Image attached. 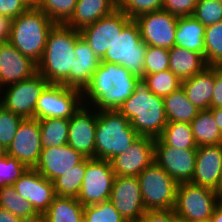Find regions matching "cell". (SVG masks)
Listing matches in <instances>:
<instances>
[{"label": "cell", "mask_w": 222, "mask_h": 222, "mask_svg": "<svg viewBox=\"0 0 222 222\" xmlns=\"http://www.w3.org/2000/svg\"><path fill=\"white\" fill-rule=\"evenodd\" d=\"M80 37V30L65 24H55L49 31L43 56L37 63V72L49 83L73 88L74 50Z\"/></svg>", "instance_id": "obj_2"}, {"label": "cell", "mask_w": 222, "mask_h": 222, "mask_svg": "<svg viewBox=\"0 0 222 222\" xmlns=\"http://www.w3.org/2000/svg\"><path fill=\"white\" fill-rule=\"evenodd\" d=\"M74 53L76 59L73 61V88L83 91L101 64V59L82 36L76 41Z\"/></svg>", "instance_id": "obj_25"}, {"label": "cell", "mask_w": 222, "mask_h": 222, "mask_svg": "<svg viewBox=\"0 0 222 222\" xmlns=\"http://www.w3.org/2000/svg\"><path fill=\"white\" fill-rule=\"evenodd\" d=\"M114 178L110 161L86 158V171L77 200L84 207L108 201Z\"/></svg>", "instance_id": "obj_11"}, {"label": "cell", "mask_w": 222, "mask_h": 222, "mask_svg": "<svg viewBox=\"0 0 222 222\" xmlns=\"http://www.w3.org/2000/svg\"><path fill=\"white\" fill-rule=\"evenodd\" d=\"M222 173V144L199 146L192 184L215 189Z\"/></svg>", "instance_id": "obj_22"}, {"label": "cell", "mask_w": 222, "mask_h": 222, "mask_svg": "<svg viewBox=\"0 0 222 222\" xmlns=\"http://www.w3.org/2000/svg\"><path fill=\"white\" fill-rule=\"evenodd\" d=\"M198 0H163L162 9L176 17L192 16Z\"/></svg>", "instance_id": "obj_44"}, {"label": "cell", "mask_w": 222, "mask_h": 222, "mask_svg": "<svg viewBox=\"0 0 222 222\" xmlns=\"http://www.w3.org/2000/svg\"><path fill=\"white\" fill-rule=\"evenodd\" d=\"M42 148L60 147L67 144L69 119L44 118L40 119Z\"/></svg>", "instance_id": "obj_33"}, {"label": "cell", "mask_w": 222, "mask_h": 222, "mask_svg": "<svg viewBox=\"0 0 222 222\" xmlns=\"http://www.w3.org/2000/svg\"><path fill=\"white\" fill-rule=\"evenodd\" d=\"M0 222H26V221L18 218L7 209L0 207Z\"/></svg>", "instance_id": "obj_49"}, {"label": "cell", "mask_w": 222, "mask_h": 222, "mask_svg": "<svg viewBox=\"0 0 222 222\" xmlns=\"http://www.w3.org/2000/svg\"><path fill=\"white\" fill-rule=\"evenodd\" d=\"M84 159L85 157L82 154L68 144L60 147L42 148L39 160L34 169L46 179L53 182Z\"/></svg>", "instance_id": "obj_20"}, {"label": "cell", "mask_w": 222, "mask_h": 222, "mask_svg": "<svg viewBox=\"0 0 222 222\" xmlns=\"http://www.w3.org/2000/svg\"><path fill=\"white\" fill-rule=\"evenodd\" d=\"M29 7H37L40 0H22Z\"/></svg>", "instance_id": "obj_54"}, {"label": "cell", "mask_w": 222, "mask_h": 222, "mask_svg": "<svg viewBox=\"0 0 222 222\" xmlns=\"http://www.w3.org/2000/svg\"><path fill=\"white\" fill-rule=\"evenodd\" d=\"M7 155V149L0 143V158Z\"/></svg>", "instance_id": "obj_55"}, {"label": "cell", "mask_w": 222, "mask_h": 222, "mask_svg": "<svg viewBox=\"0 0 222 222\" xmlns=\"http://www.w3.org/2000/svg\"><path fill=\"white\" fill-rule=\"evenodd\" d=\"M155 138L140 136L110 162L115 176L137 177L154 162Z\"/></svg>", "instance_id": "obj_15"}, {"label": "cell", "mask_w": 222, "mask_h": 222, "mask_svg": "<svg viewBox=\"0 0 222 222\" xmlns=\"http://www.w3.org/2000/svg\"><path fill=\"white\" fill-rule=\"evenodd\" d=\"M222 134V108H209Z\"/></svg>", "instance_id": "obj_50"}, {"label": "cell", "mask_w": 222, "mask_h": 222, "mask_svg": "<svg viewBox=\"0 0 222 222\" xmlns=\"http://www.w3.org/2000/svg\"><path fill=\"white\" fill-rule=\"evenodd\" d=\"M142 222H173V209L146 210Z\"/></svg>", "instance_id": "obj_47"}, {"label": "cell", "mask_w": 222, "mask_h": 222, "mask_svg": "<svg viewBox=\"0 0 222 222\" xmlns=\"http://www.w3.org/2000/svg\"><path fill=\"white\" fill-rule=\"evenodd\" d=\"M84 222H127L110 200L84 207Z\"/></svg>", "instance_id": "obj_38"}, {"label": "cell", "mask_w": 222, "mask_h": 222, "mask_svg": "<svg viewBox=\"0 0 222 222\" xmlns=\"http://www.w3.org/2000/svg\"><path fill=\"white\" fill-rule=\"evenodd\" d=\"M163 99L168 123H191L200 111L188 100L182 86Z\"/></svg>", "instance_id": "obj_29"}, {"label": "cell", "mask_w": 222, "mask_h": 222, "mask_svg": "<svg viewBox=\"0 0 222 222\" xmlns=\"http://www.w3.org/2000/svg\"><path fill=\"white\" fill-rule=\"evenodd\" d=\"M85 171L86 158L66 172V174L56 178L53 181L56 196L77 198L82 186Z\"/></svg>", "instance_id": "obj_34"}, {"label": "cell", "mask_w": 222, "mask_h": 222, "mask_svg": "<svg viewBox=\"0 0 222 222\" xmlns=\"http://www.w3.org/2000/svg\"><path fill=\"white\" fill-rule=\"evenodd\" d=\"M98 111L83 104L69 119L67 144L85 158H95V133Z\"/></svg>", "instance_id": "obj_14"}, {"label": "cell", "mask_w": 222, "mask_h": 222, "mask_svg": "<svg viewBox=\"0 0 222 222\" xmlns=\"http://www.w3.org/2000/svg\"><path fill=\"white\" fill-rule=\"evenodd\" d=\"M37 64L21 54L9 41L0 43V89L30 78Z\"/></svg>", "instance_id": "obj_21"}, {"label": "cell", "mask_w": 222, "mask_h": 222, "mask_svg": "<svg viewBox=\"0 0 222 222\" xmlns=\"http://www.w3.org/2000/svg\"><path fill=\"white\" fill-rule=\"evenodd\" d=\"M205 28L194 16L178 17L175 45L205 58Z\"/></svg>", "instance_id": "obj_27"}, {"label": "cell", "mask_w": 222, "mask_h": 222, "mask_svg": "<svg viewBox=\"0 0 222 222\" xmlns=\"http://www.w3.org/2000/svg\"><path fill=\"white\" fill-rule=\"evenodd\" d=\"M205 60L208 66L222 67V21L205 28Z\"/></svg>", "instance_id": "obj_36"}, {"label": "cell", "mask_w": 222, "mask_h": 222, "mask_svg": "<svg viewBox=\"0 0 222 222\" xmlns=\"http://www.w3.org/2000/svg\"><path fill=\"white\" fill-rule=\"evenodd\" d=\"M77 0H40L37 8L55 24H65L74 13Z\"/></svg>", "instance_id": "obj_37"}, {"label": "cell", "mask_w": 222, "mask_h": 222, "mask_svg": "<svg viewBox=\"0 0 222 222\" xmlns=\"http://www.w3.org/2000/svg\"><path fill=\"white\" fill-rule=\"evenodd\" d=\"M190 126L197 147L222 144L221 131L209 109L200 110Z\"/></svg>", "instance_id": "obj_30"}, {"label": "cell", "mask_w": 222, "mask_h": 222, "mask_svg": "<svg viewBox=\"0 0 222 222\" xmlns=\"http://www.w3.org/2000/svg\"><path fill=\"white\" fill-rule=\"evenodd\" d=\"M188 100L199 110L211 108L214 88V66H207L200 73L181 82Z\"/></svg>", "instance_id": "obj_24"}, {"label": "cell", "mask_w": 222, "mask_h": 222, "mask_svg": "<svg viewBox=\"0 0 222 222\" xmlns=\"http://www.w3.org/2000/svg\"><path fill=\"white\" fill-rule=\"evenodd\" d=\"M219 203L213 189L183 182L177 186L174 211L192 222H207Z\"/></svg>", "instance_id": "obj_8"}, {"label": "cell", "mask_w": 222, "mask_h": 222, "mask_svg": "<svg viewBox=\"0 0 222 222\" xmlns=\"http://www.w3.org/2000/svg\"><path fill=\"white\" fill-rule=\"evenodd\" d=\"M211 108H222V67L214 66V88Z\"/></svg>", "instance_id": "obj_46"}, {"label": "cell", "mask_w": 222, "mask_h": 222, "mask_svg": "<svg viewBox=\"0 0 222 222\" xmlns=\"http://www.w3.org/2000/svg\"><path fill=\"white\" fill-rule=\"evenodd\" d=\"M142 41L149 46L170 49L175 45L178 17L160 9L134 19Z\"/></svg>", "instance_id": "obj_12"}, {"label": "cell", "mask_w": 222, "mask_h": 222, "mask_svg": "<svg viewBox=\"0 0 222 222\" xmlns=\"http://www.w3.org/2000/svg\"><path fill=\"white\" fill-rule=\"evenodd\" d=\"M146 49L147 45L142 41L139 27L132 19L117 35L101 62L122 65L141 79L144 76Z\"/></svg>", "instance_id": "obj_6"}, {"label": "cell", "mask_w": 222, "mask_h": 222, "mask_svg": "<svg viewBox=\"0 0 222 222\" xmlns=\"http://www.w3.org/2000/svg\"><path fill=\"white\" fill-rule=\"evenodd\" d=\"M16 192L29 201L42 216L56 197L53 182L46 179L34 168H28L13 184Z\"/></svg>", "instance_id": "obj_18"}, {"label": "cell", "mask_w": 222, "mask_h": 222, "mask_svg": "<svg viewBox=\"0 0 222 222\" xmlns=\"http://www.w3.org/2000/svg\"><path fill=\"white\" fill-rule=\"evenodd\" d=\"M27 169L28 167L15 157L5 155L0 158V188L13 186Z\"/></svg>", "instance_id": "obj_40"}, {"label": "cell", "mask_w": 222, "mask_h": 222, "mask_svg": "<svg viewBox=\"0 0 222 222\" xmlns=\"http://www.w3.org/2000/svg\"><path fill=\"white\" fill-rule=\"evenodd\" d=\"M49 82L36 72L30 78L0 89V105L16 115L35 118L37 101Z\"/></svg>", "instance_id": "obj_10"}, {"label": "cell", "mask_w": 222, "mask_h": 222, "mask_svg": "<svg viewBox=\"0 0 222 222\" xmlns=\"http://www.w3.org/2000/svg\"><path fill=\"white\" fill-rule=\"evenodd\" d=\"M205 27L222 21L220 0H198L193 15Z\"/></svg>", "instance_id": "obj_39"}, {"label": "cell", "mask_w": 222, "mask_h": 222, "mask_svg": "<svg viewBox=\"0 0 222 222\" xmlns=\"http://www.w3.org/2000/svg\"><path fill=\"white\" fill-rule=\"evenodd\" d=\"M83 104L82 91L63 84L49 83L37 101L35 118L70 119Z\"/></svg>", "instance_id": "obj_9"}, {"label": "cell", "mask_w": 222, "mask_h": 222, "mask_svg": "<svg viewBox=\"0 0 222 222\" xmlns=\"http://www.w3.org/2000/svg\"><path fill=\"white\" fill-rule=\"evenodd\" d=\"M29 8L22 0H0V15L11 20L18 17Z\"/></svg>", "instance_id": "obj_45"}, {"label": "cell", "mask_w": 222, "mask_h": 222, "mask_svg": "<svg viewBox=\"0 0 222 222\" xmlns=\"http://www.w3.org/2000/svg\"><path fill=\"white\" fill-rule=\"evenodd\" d=\"M168 69H169L168 49L147 45L144 57V74H153Z\"/></svg>", "instance_id": "obj_41"}, {"label": "cell", "mask_w": 222, "mask_h": 222, "mask_svg": "<svg viewBox=\"0 0 222 222\" xmlns=\"http://www.w3.org/2000/svg\"><path fill=\"white\" fill-rule=\"evenodd\" d=\"M169 51V70L181 81L203 71L208 64L200 53L174 45Z\"/></svg>", "instance_id": "obj_26"}, {"label": "cell", "mask_w": 222, "mask_h": 222, "mask_svg": "<svg viewBox=\"0 0 222 222\" xmlns=\"http://www.w3.org/2000/svg\"><path fill=\"white\" fill-rule=\"evenodd\" d=\"M83 211L77 198L56 196L40 222H84Z\"/></svg>", "instance_id": "obj_28"}, {"label": "cell", "mask_w": 222, "mask_h": 222, "mask_svg": "<svg viewBox=\"0 0 222 222\" xmlns=\"http://www.w3.org/2000/svg\"><path fill=\"white\" fill-rule=\"evenodd\" d=\"M139 80L122 65L101 62L82 91L83 102L97 111L118 110L133 94Z\"/></svg>", "instance_id": "obj_1"}, {"label": "cell", "mask_w": 222, "mask_h": 222, "mask_svg": "<svg viewBox=\"0 0 222 222\" xmlns=\"http://www.w3.org/2000/svg\"><path fill=\"white\" fill-rule=\"evenodd\" d=\"M155 145H168L178 149L197 150L190 123H167Z\"/></svg>", "instance_id": "obj_32"}, {"label": "cell", "mask_w": 222, "mask_h": 222, "mask_svg": "<svg viewBox=\"0 0 222 222\" xmlns=\"http://www.w3.org/2000/svg\"><path fill=\"white\" fill-rule=\"evenodd\" d=\"M196 151L155 145L154 161L177 183L190 182L196 165Z\"/></svg>", "instance_id": "obj_19"}, {"label": "cell", "mask_w": 222, "mask_h": 222, "mask_svg": "<svg viewBox=\"0 0 222 222\" xmlns=\"http://www.w3.org/2000/svg\"><path fill=\"white\" fill-rule=\"evenodd\" d=\"M118 111L130 121L131 126L140 136L156 139L168 123L163 97L152 93L142 79Z\"/></svg>", "instance_id": "obj_3"}, {"label": "cell", "mask_w": 222, "mask_h": 222, "mask_svg": "<svg viewBox=\"0 0 222 222\" xmlns=\"http://www.w3.org/2000/svg\"><path fill=\"white\" fill-rule=\"evenodd\" d=\"M146 210L174 209L178 183L155 161L138 176Z\"/></svg>", "instance_id": "obj_7"}, {"label": "cell", "mask_w": 222, "mask_h": 222, "mask_svg": "<svg viewBox=\"0 0 222 222\" xmlns=\"http://www.w3.org/2000/svg\"><path fill=\"white\" fill-rule=\"evenodd\" d=\"M210 222H222V202H220L214 209Z\"/></svg>", "instance_id": "obj_51"}, {"label": "cell", "mask_w": 222, "mask_h": 222, "mask_svg": "<svg viewBox=\"0 0 222 222\" xmlns=\"http://www.w3.org/2000/svg\"><path fill=\"white\" fill-rule=\"evenodd\" d=\"M12 20L0 15V43L9 41Z\"/></svg>", "instance_id": "obj_48"}, {"label": "cell", "mask_w": 222, "mask_h": 222, "mask_svg": "<svg viewBox=\"0 0 222 222\" xmlns=\"http://www.w3.org/2000/svg\"><path fill=\"white\" fill-rule=\"evenodd\" d=\"M140 135L118 110L98 111L95 159L111 161L123 153Z\"/></svg>", "instance_id": "obj_5"}, {"label": "cell", "mask_w": 222, "mask_h": 222, "mask_svg": "<svg viewBox=\"0 0 222 222\" xmlns=\"http://www.w3.org/2000/svg\"><path fill=\"white\" fill-rule=\"evenodd\" d=\"M214 192L217 195L219 202H222V173H221L220 179L214 189Z\"/></svg>", "instance_id": "obj_52"}, {"label": "cell", "mask_w": 222, "mask_h": 222, "mask_svg": "<svg viewBox=\"0 0 222 222\" xmlns=\"http://www.w3.org/2000/svg\"><path fill=\"white\" fill-rule=\"evenodd\" d=\"M55 23L37 7H29L12 20L9 42L36 64L41 60L47 36Z\"/></svg>", "instance_id": "obj_4"}, {"label": "cell", "mask_w": 222, "mask_h": 222, "mask_svg": "<svg viewBox=\"0 0 222 222\" xmlns=\"http://www.w3.org/2000/svg\"><path fill=\"white\" fill-rule=\"evenodd\" d=\"M141 79L152 93L163 98L180 88L182 82L169 69L153 74H144Z\"/></svg>", "instance_id": "obj_35"}, {"label": "cell", "mask_w": 222, "mask_h": 222, "mask_svg": "<svg viewBox=\"0 0 222 222\" xmlns=\"http://www.w3.org/2000/svg\"><path fill=\"white\" fill-rule=\"evenodd\" d=\"M163 0H120L118 8L131 19L162 9Z\"/></svg>", "instance_id": "obj_43"}, {"label": "cell", "mask_w": 222, "mask_h": 222, "mask_svg": "<svg viewBox=\"0 0 222 222\" xmlns=\"http://www.w3.org/2000/svg\"><path fill=\"white\" fill-rule=\"evenodd\" d=\"M109 200L127 222L141 221L146 212L138 177L115 176Z\"/></svg>", "instance_id": "obj_16"}, {"label": "cell", "mask_w": 222, "mask_h": 222, "mask_svg": "<svg viewBox=\"0 0 222 222\" xmlns=\"http://www.w3.org/2000/svg\"><path fill=\"white\" fill-rule=\"evenodd\" d=\"M173 222H192V221L189 220L188 218H185V217H182V216L176 214L173 209Z\"/></svg>", "instance_id": "obj_53"}, {"label": "cell", "mask_w": 222, "mask_h": 222, "mask_svg": "<svg viewBox=\"0 0 222 222\" xmlns=\"http://www.w3.org/2000/svg\"><path fill=\"white\" fill-rule=\"evenodd\" d=\"M119 8L80 30L82 38L101 59L112 46L118 34L131 21Z\"/></svg>", "instance_id": "obj_13"}, {"label": "cell", "mask_w": 222, "mask_h": 222, "mask_svg": "<svg viewBox=\"0 0 222 222\" xmlns=\"http://www.w3.org/2000/svg\"><path fill=\"white\" fill-rule=\"evenodd\" d=\"M0 207L26 222H40L41 216L31 203L18 194L13 186L0 188Z\"/></svg>", "instance_id": "obj_31"}, {"label": "cell", "mask_w": 222, "mask_h": 222, "mask_svg": "<svg viewBox=\"0 0 222 222\" xmlns=\"http://www.w3.org/2000/svg\"><path fill=\"white\" fill-rule=\"evenodd\" d=\"M41 151L42 140L38 119H23L7 148V155L17 158L28 168H34Z\"/></svg>", "instance_id": "obj_17"}, {"label": "cell", "mask_w": 222, "mask_h": 222, "mask_svg": "<svg viewBox=\"0 0 222 222\" xmlns=\"http://www.w3.org/2000/svg\"><path fill=\"white\" fill-rule=\"evenodd\" d=\"M117 8L116 0H77L74 13L65 25L81 30L111 14Z\"/></svg>", "instance_id": "obj_23"}, {"label": "cell", "mask_w": 222, "mask_h": 222, "mask_svg": "<svg viewBox=\"0 0 222 222\" xmlns=\"http://www.w3.org/2000/svg\"><path fill=\"white\" fill-rule=\"evenodd\" d=\"M23 117L0 105V143L7 149L11 144Z\"/></svg>", "instance_id": "obj_42"}]
</instances>
